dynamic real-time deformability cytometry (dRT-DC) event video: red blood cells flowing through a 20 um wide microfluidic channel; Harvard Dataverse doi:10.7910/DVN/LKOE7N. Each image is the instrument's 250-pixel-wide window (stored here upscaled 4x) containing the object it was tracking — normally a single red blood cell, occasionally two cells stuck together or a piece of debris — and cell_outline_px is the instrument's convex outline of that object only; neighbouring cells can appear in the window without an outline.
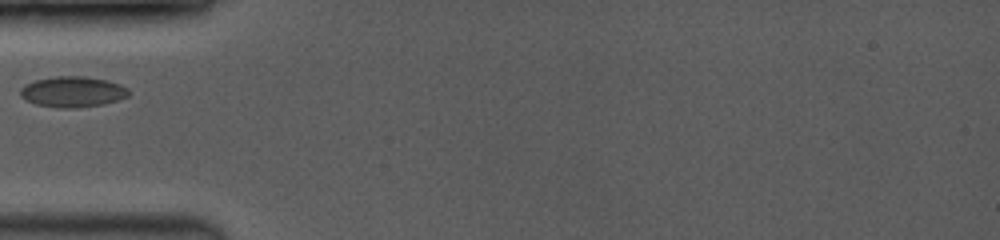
{"species": "common noctule bat (a hibernating species)", "species_latin": "Nyctalus noctula", "temperature_condition": "room temperature", "stored_images_in_passage": 9, "camera_frame_rate_fps": 3500, "um_per_image_px": 0.085, "animal": {"sex": "female", "body_mass_g": 19.0, "forearm_length_mm": 53.3}, "frame": {"image": 1, "passage_image": 1, "time_ms": 0.0, "image_size_px": [1000, 240], "cell_outline_px": [[128, 96], [120, 100], [104, 104], [72, 108], [60, 108], [36, 104], [20, 96], [20, 88], [36, 80], [56, 76], [84, 76], [104, 80], [120, 84], [128, 88]], "centroid_in_image_um": [6.2, 7.8], "position_along_channel_um": 78.8, "area_um2": 19.19}}
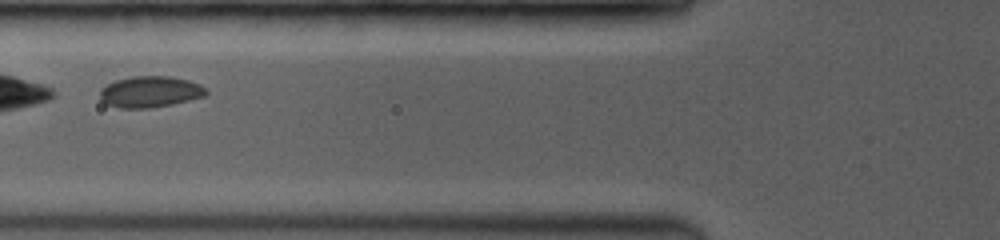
{"frame": {"image": 2, "passage_image": 3, "time_ms": 0.857, "image_size_px": [1000, 240], "cell_outline_px": [[208, 92], [204, 96], [172, 104], [148, 108], [120, 108], [108, 104], [100, 100], [100, 88], [116, 80], [132, 76], [172, 76], [188, 80], [200, 84]], "centroid_in_image_um": [12.74, 7.79], "position_along_channel_um": 113.1, "area_um2": 19.25}}
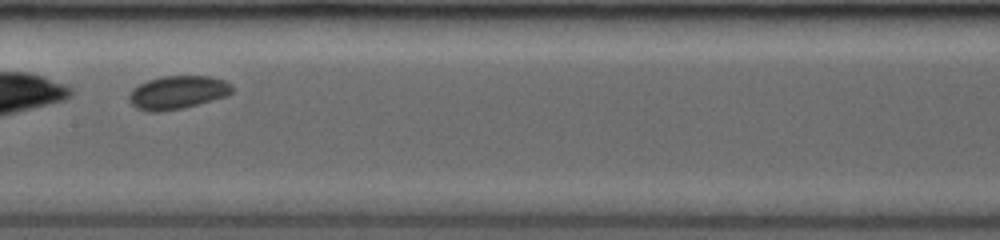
{"frame": {"image": 3, "passage_image": 8, "time_ms": 2.857, "image_size_px": [1000, 240], "cell_outline_px": [[232, 92], [228, 96], [184, 108], [160, 112], [148, 112], [136, 108], [128, 100], [128, 96], [132, 88], [148, 80], [164, 76], [208, 76], [224, 80], [232, 84]], "centroid_in_image_um": [15.09, 7.87], "position_along_channel_um": 192.3, "area_um2": 20.17}}